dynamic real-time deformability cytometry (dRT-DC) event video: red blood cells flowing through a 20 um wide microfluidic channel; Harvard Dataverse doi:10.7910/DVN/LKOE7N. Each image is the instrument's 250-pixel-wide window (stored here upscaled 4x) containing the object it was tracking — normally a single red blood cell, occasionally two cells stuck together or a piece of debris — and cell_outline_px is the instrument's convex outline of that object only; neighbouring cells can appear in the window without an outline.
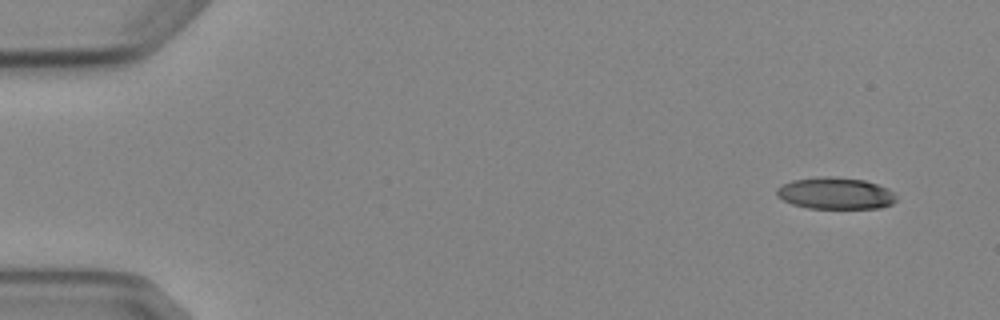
{"species": "Egyptian fruit bat (a non-hibernating species)", "species_latin": "Rousettus aegyptiacus", "temperature_condition": "cold", "stored_images_in_passage": 5, "camera_frame_rate_fps": 3000, "um_per_image_px": 0.085, "animal": {"sex": "female"}, "frame": {"image": 1, "passage_image": 1, "time_ms": 0.0, "image_size_px": [1000, 320], "cell_outline_px": [[896, 200], [892, 204], [880, 208], [808, 208], [792, 204], [776, 196], [776, 188], [792, 180], [820, 176], [832, 176], [864, 180], [888, 188], [896, 192]], "centroid_in_image_um": [71.02, 16.43], "position_along_channel_um": 14.0, "area_um2": 22.25}}
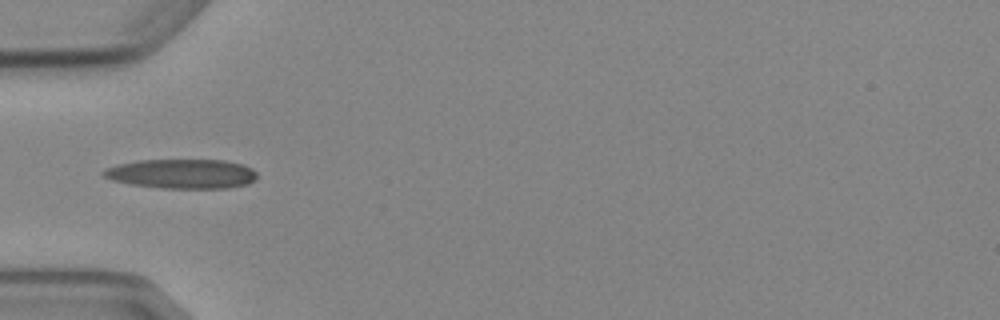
{"frame": {"image": 2, "passage_image": 5, "time_ms": 4.667, "image_size_px": [1000, 320], "cell_outline_px": [[256, 180], [248, 184], [228, 188], [160, 188], [132, 184], [112, 180], [104, 176], [100, 172], [104, 168], [120, 164], [140, 160], [224, 160], [244, 164], [252, 168], [256, 172]], "centroid_in_image_um": [15.49, 14.77], "position_along_channel_um": 69.5, "area_um2": 26.47}}